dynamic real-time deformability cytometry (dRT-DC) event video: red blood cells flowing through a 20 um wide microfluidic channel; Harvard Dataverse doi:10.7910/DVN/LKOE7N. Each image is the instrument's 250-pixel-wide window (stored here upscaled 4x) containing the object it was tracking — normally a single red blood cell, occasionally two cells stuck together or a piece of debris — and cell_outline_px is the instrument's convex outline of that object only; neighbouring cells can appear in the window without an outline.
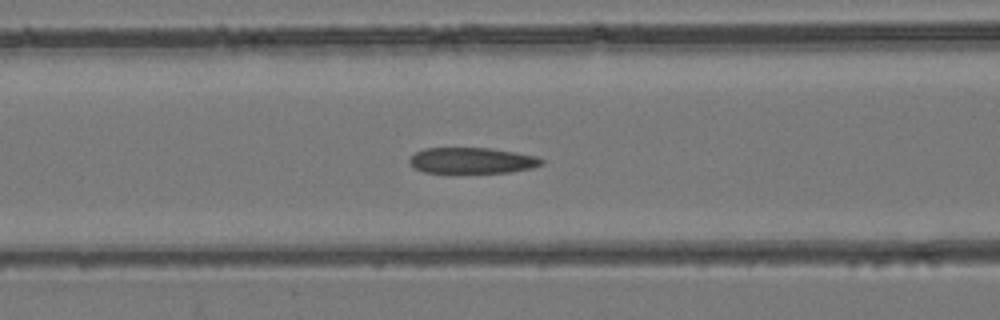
{"species": "common noctule bat (a hibernating species)", "species_latin": "Nyctalus noctula", "temperature_condition": "room temperature", "stored_images_in_passage": 44, "camera_frame_rate_fps": 3000, "um_per_image_px": 0.085, "animal": {"sex": "female", "body_mass_g": 24.6, "forearm_length_mm": 56.2}, "frame": {"image": 1, "passage_image": 18, "time_ms": 5.667, "image_size_px": [1000, 320], "cell_outline_px": [[544, 164], [532, 168], [508, 172], [424, 172], [408, 164], [408, 160], [416, 152], [424, 148], [492, 148], [516, 152], [536, 156], [544, 160]], "centroid_in_image_um": [40.13, 13.63], "position_along_channel_um": 126.5, "area_um2": 19.88}}
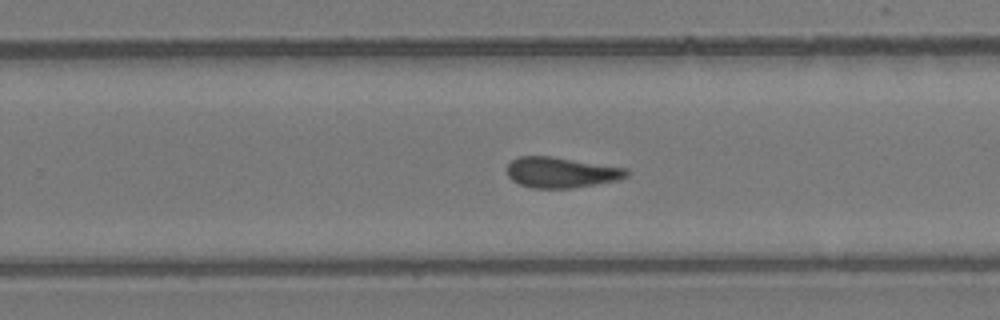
{"frame": {"image": 2, "passage_image": 28, "time_ms": 9.0, "image_size_px": [1000, 320], "cell_outline_px": [[632, 172], [628, 176], [616, 180], [572, 188], [532, 188], [520, 184], [512, 180], [508, 176], [508, 164], [512, 160], [520, 156], [552, 156], [628, 168]], "centroid_in_image_um": [47.73, 14.65], "position_along_channel_um": 282.1, "area_um2": 21.33}}
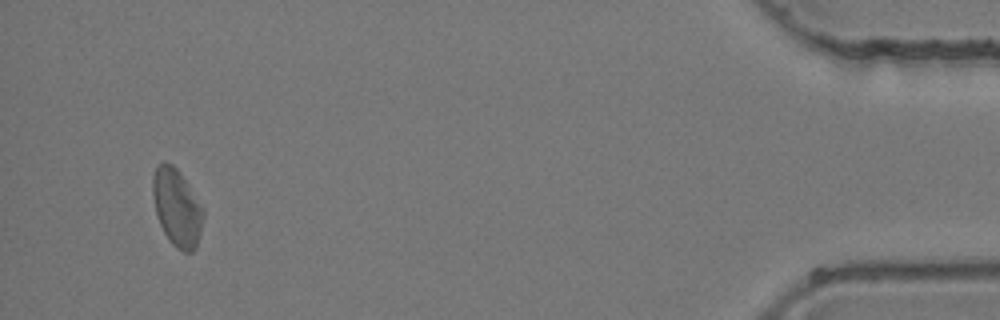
{"frame": {"image": 3, "passage_image": 42, "time_ms": 13.667, "image_size_px": [1000, 320], "cell_outline_px": [[204, 216], [196, 248], [192, 252], [184, 252], [176, 248], [168, 240], [160, 224], [156, 212], [152, 192], [152, 180], [156, 168], [164, 160], [172, 164], [176, 168], [204, 208]], "centroid_in_image_um": [15.04, 17.66], "position_along_channel_um": 420.2, "area_um2": 22.6}}